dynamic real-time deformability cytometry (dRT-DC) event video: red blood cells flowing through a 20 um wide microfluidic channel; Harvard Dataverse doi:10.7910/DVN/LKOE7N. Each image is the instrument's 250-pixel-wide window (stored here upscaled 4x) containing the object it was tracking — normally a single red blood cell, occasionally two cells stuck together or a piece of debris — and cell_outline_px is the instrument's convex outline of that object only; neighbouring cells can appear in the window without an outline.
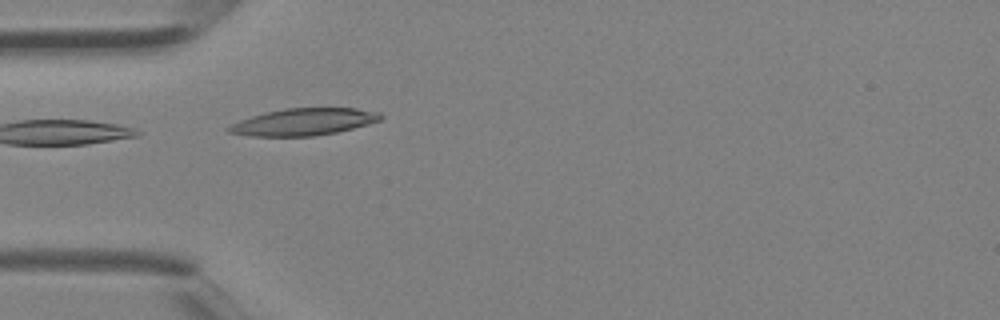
{"species": "Egyptian fruit bat (a non-hibernating species)", "species_latin": "Rousettus aegyptiacus", "temperature_condition": "room temperature", "stored_images_in_passage": 1, "camera_frame_rate_fps": 3000, "um_per_image_px": 0.085, "animal": {"sex": "female"}, "frame": {"image": 1, "passage_image": 1, "time_ms": 0.0, "image_size_px": [1000, 320], "cell_outline_px": [[384, 116], [380, 120], [368, 124], [336, 132], [312, 136], [248, 136], [228, 132], [224, 128], [240, 120], [252, 116], [284, 108], [356, 108], [380, 112]], "centroid_in_image_um": [25.81, 10.36], "position_along_channel_um": 59.2, "area_um2": 23.81}}